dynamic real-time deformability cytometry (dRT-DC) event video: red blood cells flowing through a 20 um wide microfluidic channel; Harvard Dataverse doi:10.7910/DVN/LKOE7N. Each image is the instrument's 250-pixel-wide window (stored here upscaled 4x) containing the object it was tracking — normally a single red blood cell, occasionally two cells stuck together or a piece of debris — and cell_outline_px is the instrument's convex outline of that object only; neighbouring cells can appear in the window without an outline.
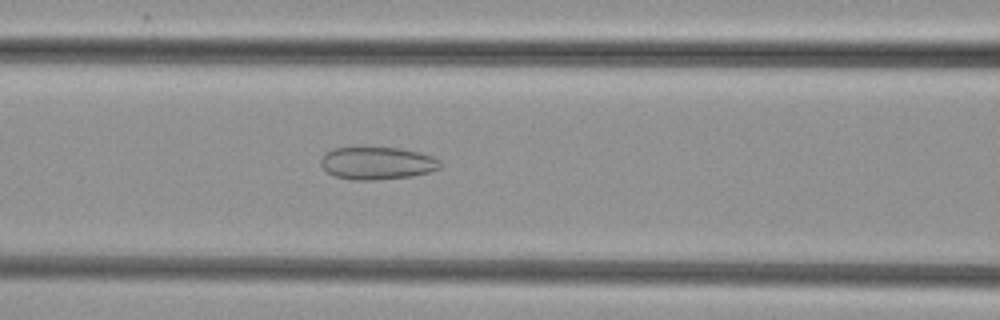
{"species": "common noctule bat (a hibernating species)", "species_latin": "Nyctalus noctula", "temperature_condition": "cold", "stored_images_in_passage": 38, "camera_frame_rate_fps": 3000, "um_per_image_px": 0.085, "animal": {"sex": "female", "body_mass_g": 29.2, "forearm_length_mm": 56.3}, "frame": {"image": 1, "passage_image": 14, "time_ms": 4.333, "image_size_px": [1000, 320], "cell_outline_px": [[440, 168], [428, 172], [412, 176], [372, 180], [352, 180], [332, 176], [320, 164], [320, 160], [324, 152], [332, 148], [400, 148], [420, 152], [432, 156], [440, 160]], "centroid_in_image_um": [32.03, 13.87], "position_along_channel_um": 134.6, "area_um2": 22.72}}
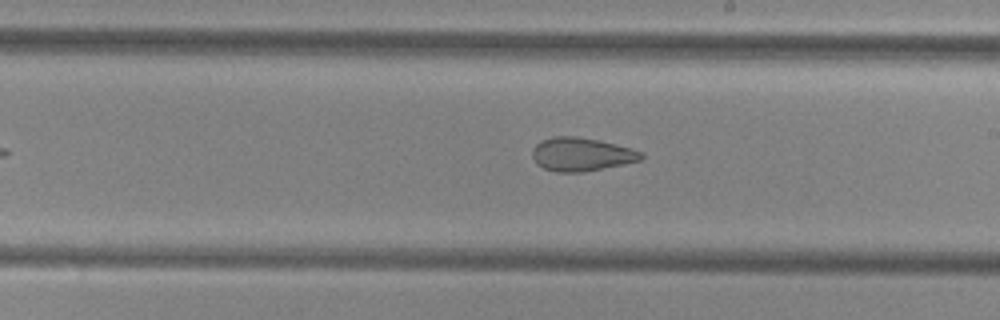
{"frame": {"image": 2, "passage_image": 22, "time_ms": 7.0, "image_size_px": [1000, 320], "cell_outline_px": [[644, 156], [640, 160], [624, 164], [584, 172], [556, 172], [544, 168], [536, 164], [532, 156], [532, 148], [540, 140], [552, 136], [576, 136], [600, 140], [632, 148], [644, 152]], "centroid_in_image_um": [49.41, 13.11], "position_along_channel_um": 239.6, "area_um2": 21.5}}
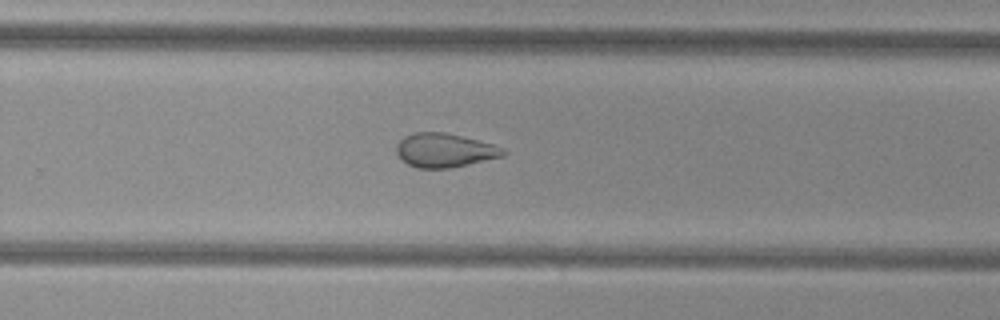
{"frame": {"image": 3, "passage_image": 26, "time_ms": 8.333, "image_size_px": [1000, 320], "cell_outline_px": [[508, 152], [504, 156], [452, 168], [416, 168], [400, 160], [396, 152], [396, 144], [404, 136], [412, 132], [444, 132], [492, 144], [504, 148]], "centroid_in_image_um": [37.76, 12.78], "position_along_channel_um": 292.0, "area_um2": 21.27}}